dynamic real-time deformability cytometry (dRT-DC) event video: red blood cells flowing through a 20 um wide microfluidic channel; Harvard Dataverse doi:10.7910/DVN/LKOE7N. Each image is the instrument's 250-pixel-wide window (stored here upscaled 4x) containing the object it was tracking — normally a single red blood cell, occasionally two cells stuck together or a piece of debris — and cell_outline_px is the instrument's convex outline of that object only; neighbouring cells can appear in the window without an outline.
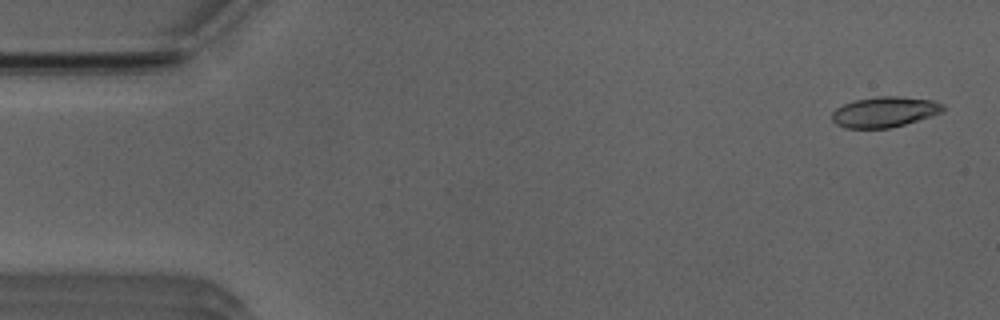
{"species": "Egyptian fruit bat (a non-hibernating species)", "species_latin": "Rousettus aegyptiacus", "temperature_condition": "room temperature", "stored_images_in_passage": 51, "camera_frame_rate_fps": 3000, "um_per_image_px": 0.085, "animal": {"sex": "male"}, "frame": {"image": 1, "passage_image": 1, "time_ms": 0.0, "image_size_px": [1000, 320], "cell_outline_px": [[948, 108], [944, 112], [932, 116], [904, 124], [888, 128], [844, 128], [836, 124], [832, 120], [832, 112], [836, 108], [844, 104], [856, 100], [876, 96], [900, 96], [932, 100], [944, 104]], "centroid_in_image_um": [75.23, 9.51], "position_along_channel_um": 9.8, "area_um2": 19.88}}
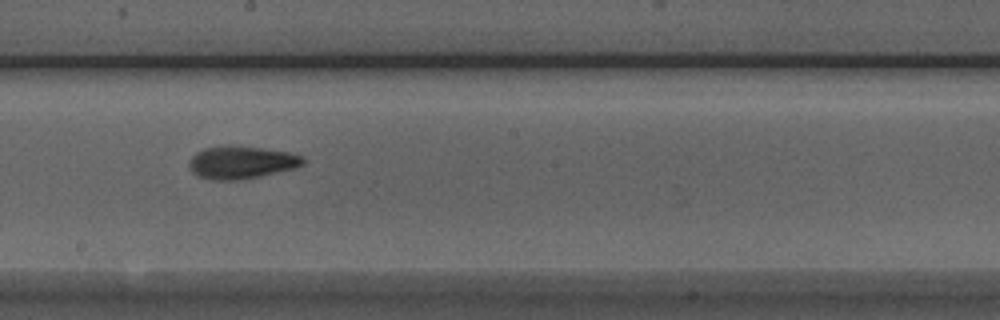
{"frame": {"image": 2, "passage_image": 27, "time_ms": 8.667, "image_size_px": [1000, 320], "cell_outline_px": [[304, 164], [296, 168], [260, 176], [236, 180], [212, 180], [196, 176], [192, 172], [188, 164], [188, 160], [196, 152], [204, 148], [228, 144], [232, 144], [292, 152], [300, 156], [304, 160]], "centroid_in_image_um": [20.48, 13.79], "position_along_channel_um": 227.7, "area_um2": 22.08}}
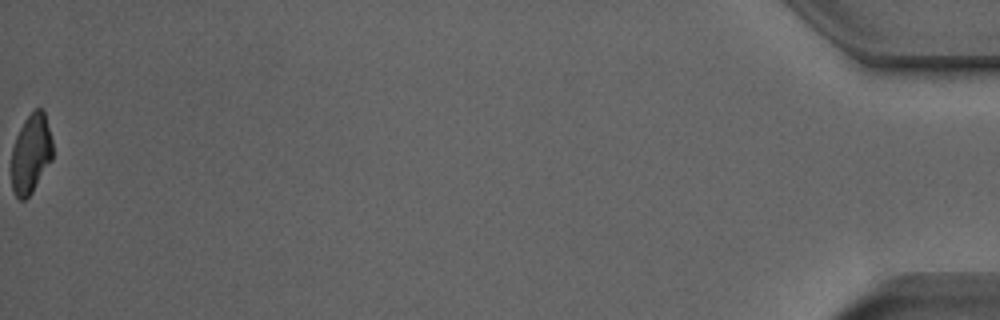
{"frame": {"image": 3, "passage_image": 51, "time_ms": 16.667, "image_size_px": [1000, 320], "cell_outline_px": [[52, 160], [32, 192], [24, 200], [20, 200], [16, 196], [12, 188], [12, 148], [16, 136], [24, 120], [36, 108], [44, 108], [52, 140]], "centroid_in_image_um": [2.64, 13.04], "position_along_channel_um": 432.6, "area_um2": 19.02}, "authors_computed_cell_mechanics": {"area_um2": 20.6346, "velocity_mm_per_s": 3.9348, "shape_relaxation_time_tau1_ms": 2.6274, "shape_relaxation_time_tau2_ms": 2.5314, "deformation_change_tau1": 0.1541, "deformation_change_tau2": 0.1004}}